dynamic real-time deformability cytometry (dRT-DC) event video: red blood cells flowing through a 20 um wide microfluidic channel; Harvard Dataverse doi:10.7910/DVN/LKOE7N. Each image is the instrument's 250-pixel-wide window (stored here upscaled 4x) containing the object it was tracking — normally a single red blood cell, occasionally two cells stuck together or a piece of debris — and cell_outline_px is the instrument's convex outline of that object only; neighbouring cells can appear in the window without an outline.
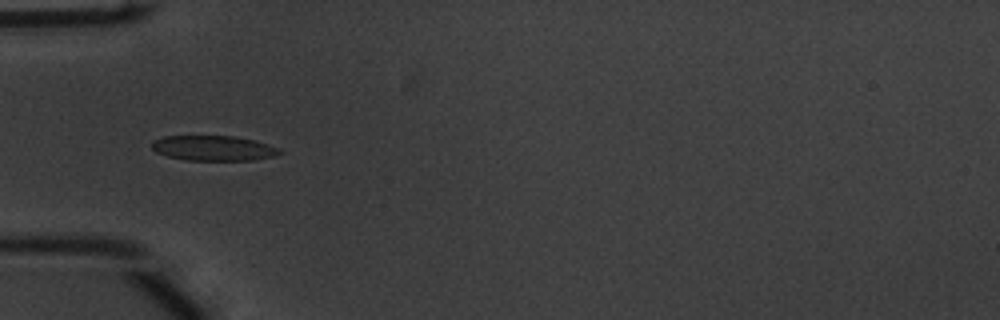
{"species": "common noctule bat (a hibernating species)", "species_latin": "Nyctalus noctula", "temperature_condition": "warm", "stored_images_in_passage": 38, "camera_frame_rate_fps": 3000, "um_per_image_px": 0.085, "animal": {"sex": "male", "body_mass_g": 20.1, "forearm_length_mm": 53.5}, "frame": {"image": 1, "passage_image": 2, "time_ms": 0.333, "image_size_px": [1000, 320], "cell_outline_px": [[284, 152], [276, 156], [252, 160], [184, 160], [168, 156], [156, 152], [152, 148], [152, 140], [164, 136], [236, 136], [256, 140], [276, 148]], "centroid_in_image_um": [18.14, 12.59], "position_along_channel_um": 66.9, "area_um2": 18.73}}
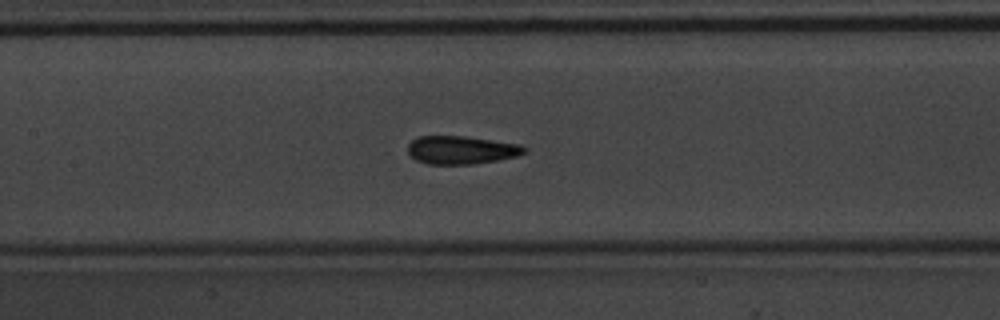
{"frame": {"image": 2, "passage_image": 10, "time_ms": 3.0, "image_size_px": [1000, 320], "cell_outline_px": [[528, 148], [524, 152], [516, 156], [496, 160], [472, 164], [428, 164], [416, 160], [408, 152], [408, 144], [412, 140], [420, 136], [464, 136], [520, 144]], "centroid_in_image_um": [39.2, 12.74], "position_along_channel_um": 168.2, "area_um2": 18.96}}
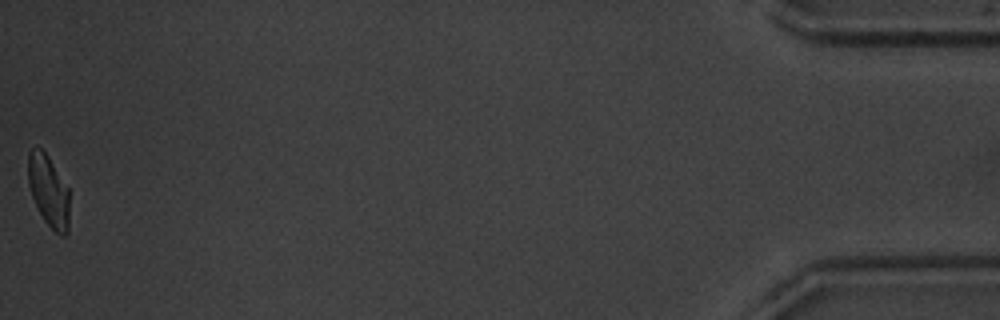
{"frame": {"image": 3, "passage_image": 38, "time_ms": 12.333, "image_size_px": [1000, 320], "cell_outline_px": [[68, 232], [64, 236], [60, 236], [44, 220], [32, 196], [28, 184], [28, 152], [32, 148], [40, 148], [48, 156], [68, 188]], "centroid_in_image_um": [4.12, 16.22], "position_along_channel_um": 431.1, "area_um2": 16.94}, "authors_computed_cell_mechanics": {"area_um2": 18.785, "velocity_mm_per_s": 3.8035, "shape_relaxation_time_tau1_ms": 3.0476, "shape_relaxation_time_tau2_ms": 1.3337, "deformation_change_tau1": 0.119, "deformation_change_tau2": 0.0809}}